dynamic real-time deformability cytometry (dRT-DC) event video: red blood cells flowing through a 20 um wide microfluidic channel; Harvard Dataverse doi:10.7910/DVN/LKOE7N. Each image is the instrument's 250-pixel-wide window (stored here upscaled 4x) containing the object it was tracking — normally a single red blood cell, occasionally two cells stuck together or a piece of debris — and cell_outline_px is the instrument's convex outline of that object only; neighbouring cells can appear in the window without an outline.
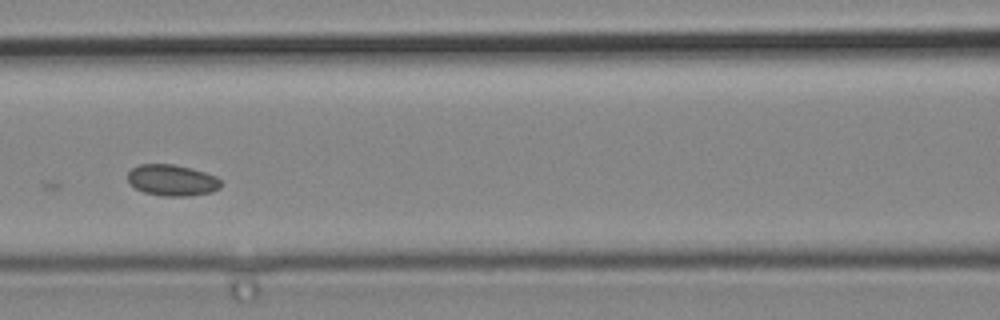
{"species": "common noctule bat (a hibernating species)", "species_latin": "Nyctalus noctula", "temperature_condition": "cold", "stored_images_in_passage": 5, "camera_frame_rate_fps": 3000, "um_per_image_px": 0.085, "animal": {"sex": "male", "body_mass_g": 19.2, "forearm_length_mm": 51.8}, "frame": {"image": 1, "passage_image": 5, "time_ms": 1.333, "image_size_px": [1000, 320], "cell_outline_px": [[224, 184], [220, 188], [212, 192], [188, 196], [164, 196], [144, 192], [136, 188], [128, 180], [128, 172], [132, 168], [140, 164], [172, 164], [192, 168], [216, 176]], "centroid_in_image_um": [14.67, 15.32], "position_along_channel_um": 151.9, "area_um2": 16.99}}